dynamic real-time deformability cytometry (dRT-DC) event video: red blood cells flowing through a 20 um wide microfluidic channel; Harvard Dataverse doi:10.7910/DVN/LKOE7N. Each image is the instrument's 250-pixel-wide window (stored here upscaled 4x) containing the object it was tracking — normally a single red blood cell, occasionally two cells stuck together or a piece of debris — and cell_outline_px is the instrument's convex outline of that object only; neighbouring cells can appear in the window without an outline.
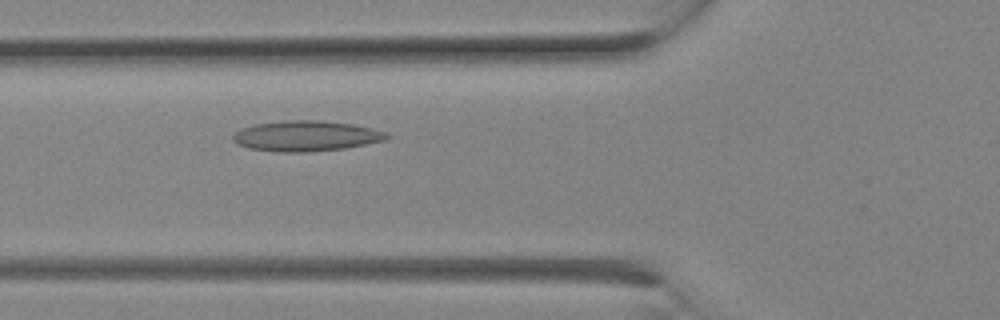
{"species": "Egyptian fruit bat (a non-hibernating species)", "species_latin": "Rousettus aegyptiacus", "temperature_condition": "room temperature", "stored_images_in_passage": 4, "camera_frame_rate_fps": 3000, "um_per_image_px": 0.085, "animal": {"sex": "female"}, "frame": {"image": 1, "passage_image": 4, "time_ms": 1.0, "image_size_px": [1000, 320], "cell_outline_px": [[392, 136], [384, 140], [344, 148], [304, 152], [276, 152], [248, 148], [236, 144], [232, 140], [232, 136], [240, 128], [256, 124], [284, 120], [320, 120], [352, 124], [372, 128], [384, 132]], "centroid_in_image_um": [25.96, 11.55], "position_along_channel_um": 99.8, "area_um2": 27.28}}